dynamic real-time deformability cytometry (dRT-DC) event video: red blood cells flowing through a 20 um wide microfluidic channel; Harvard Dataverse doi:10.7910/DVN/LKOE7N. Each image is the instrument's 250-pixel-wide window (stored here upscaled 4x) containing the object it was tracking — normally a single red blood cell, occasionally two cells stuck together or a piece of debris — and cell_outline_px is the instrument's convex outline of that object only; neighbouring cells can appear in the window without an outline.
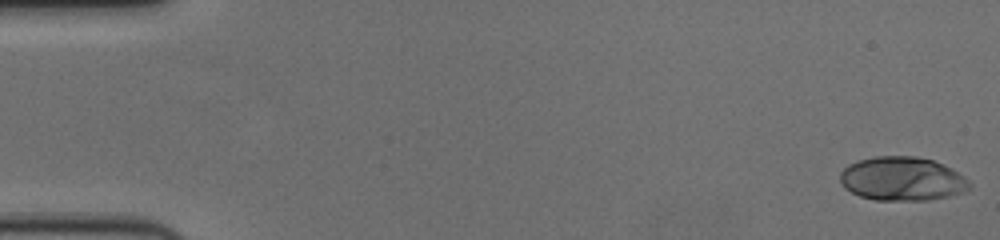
{"species": "human", "species_latin": "Homo sapiens", "temperature_condition": "cold", "stored_images_in_passage": 57, "camera_frame_rate_fps": 3000, "um_per_image_px": 0.085, "donor": {"sex": "female"}, "frame": {"image": 1, "passage_image": 1, "time_ms": 0.0, "image_size_px": [1000, 240], "cell_outline_px": [[972, 184], [964, 192], [948, 196], [928, 200], [876, 200], [860, 196], [844, 188], [840, 180], [840, 172], [848, 164], [860, 160], [876, 156], [916, 156], [932, 160], [944, 164], [964, 176]], "centroid_in_image_um": [76.68, 15.2], "position_along_channel_um": 8.3, "area_um2": 33.06}}
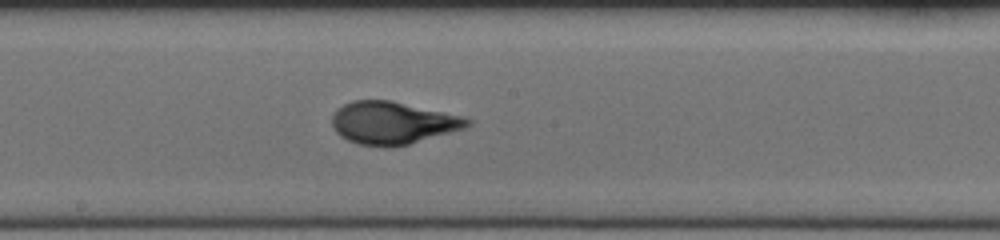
{"frame": {"image": 2, "passage_image": 31, "time_ms": 10.0, "image_size_px": [1000, 240], "cell_outline_px": [[472, 124], [464, 128], [408, 144], [384, 148], [356, 144], [340, 136], [336, 132], [332, 124], [332, 116], [336, 108], [352, 100], [392, 100], [464, 116], [472, 120]], "centroid_in_image_um": [33.36, 10.44], "position_along_channel_um": 214.8, "area_um2": 33.76}}
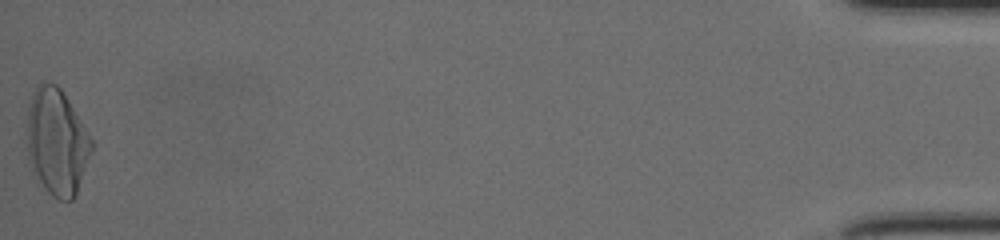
{"frame": {"image": 3, "passage_image": 57, "time_ms": 18.667, "image_size_px": [1000, 240], "cell_outline_px": [[92, 148], [76, 192], [72, 200], [60, 200], [52, 196], [48, 192], [32, 172], [28, 156], [28, 108], [36, 84], [40, 80], [48, 80], [56, 84], [60, 88], [92, 140]], "centroid_in_image_um": [4.79, 12.03], "position_along_channel_um": 430.4, "area_um2": 39.36}, "authors_computed_cell_mechanics": {"area_um2": 32.8304, "velocity_mm_per_s": 3.6258, "shape_relaxation_time_tau1_ms": 5.2386, "shape_relaxation_time_tau2_ms": null, "deformation_change_tau1": 0.2325, "deformation_change_tau2": null}}